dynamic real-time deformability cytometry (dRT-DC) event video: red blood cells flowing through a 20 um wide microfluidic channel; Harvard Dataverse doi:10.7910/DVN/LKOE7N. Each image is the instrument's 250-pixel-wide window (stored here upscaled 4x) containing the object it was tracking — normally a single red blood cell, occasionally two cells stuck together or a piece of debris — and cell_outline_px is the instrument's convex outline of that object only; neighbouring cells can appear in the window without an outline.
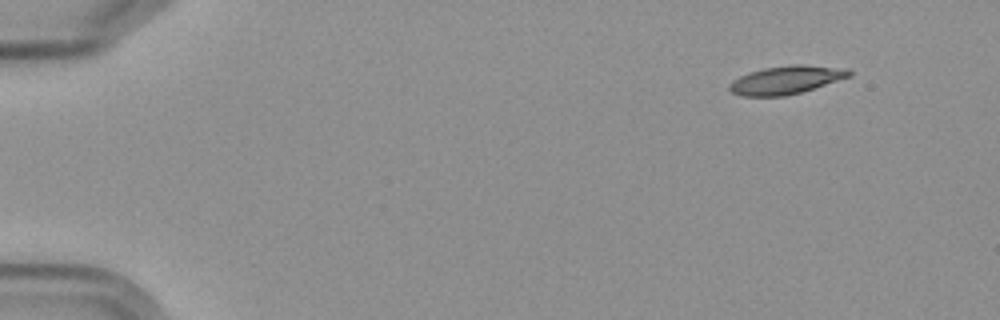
{"species": "Egyptian fruit bat (a non-hibernating species)", "species_latin": "Rousettus aegyptiacus", "temperature_condition": "cold", "stored_images_in_passage": 6, "camera_frame_rate_fps": 3000, "um_per_image_px": 0.085, "frame": {"image": 1, "passage_image": 1, "time_ms": 0.0, "image_size_px": [1000, 320], "cell_outline_px": [[852, 76], [800, 92], [784, 96], [744, 96], [732, 92], [728, 88], [728, 84], [732, 80], [748, 72], [764, 68], [792, 64], [804, 64], [848, 68], [852, 72]], "centroid_in_image_um": [66.83, 6.78], "position_along_channel_um": 18.2, "area_um2": 19.77}}
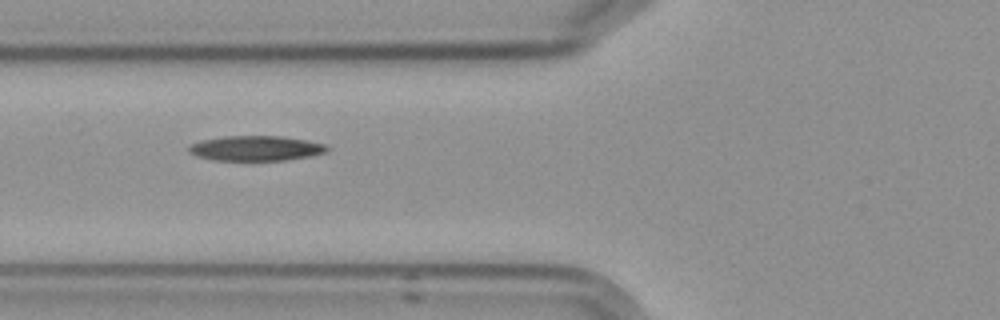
{"frame": {"image": 2, "passage_image": 5, "time_ms": 5.667, "image_size_px": [1000, 320], "cell_outline_px": [[332, 148], [328, 152], [312, 156], [284, 160], [212, 160], [196, 156], [188, 152], [188, 144], [200, 140], [224, 136], [280, 136], [308, 140], [324, 144]], "centroid_in_image_um": [21.75, 12.6], "position_along_channel_um": 104.1, "area_um2": 20.46}}
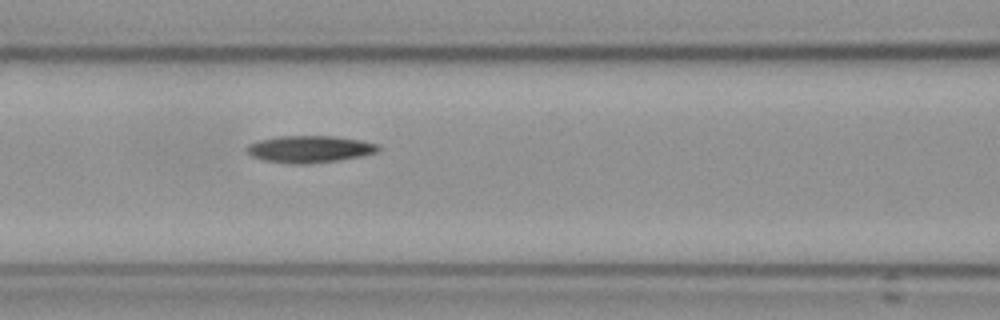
{"frame": {"image": 3, "passage_image": 6, "time_ms": 6.667, "image_size_px": [1000, 320], "cell_outline_px": [[380, 148], [376, 152], [360, 156], [336, 160], [308, 164], [288, 164], [264, 160], [252, 156], [244, 152], [244, 148], [248, 144], [260, 140], [276, 136], [332, 136], [360, 140], [376, 144]], "centroid_in_image_um": [26.23, 12.67], "position_along_channel_um": 140.4, "area_um2": 20.63}}